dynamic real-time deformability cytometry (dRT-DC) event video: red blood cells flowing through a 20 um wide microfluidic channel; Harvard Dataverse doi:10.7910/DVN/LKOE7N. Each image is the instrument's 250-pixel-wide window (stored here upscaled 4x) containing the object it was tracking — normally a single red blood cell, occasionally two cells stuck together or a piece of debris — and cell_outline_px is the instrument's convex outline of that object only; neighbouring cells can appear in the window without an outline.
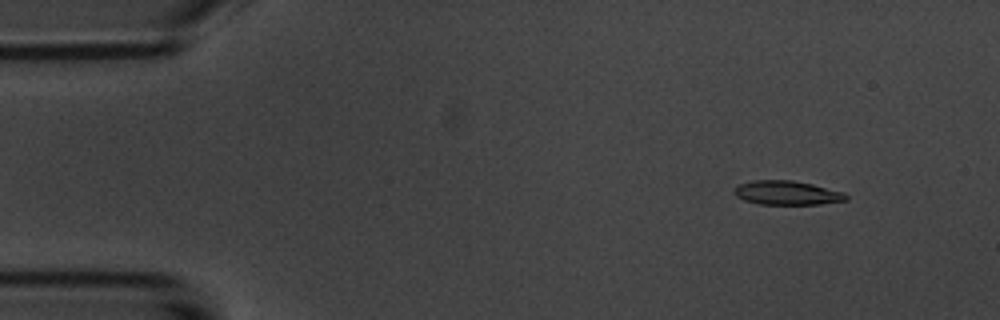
{"species": "common noctule bat (a hibernating species)", "species_latin": "Nyctalus noctula", "temperature_condition": "room temperature", "stored_images_in_passage": 5, "camera_frame_rate_fps": 3000, "um_per_image_px": 0.085, "animal": {"sex": "male", "body_mass_g": 20.1, "forearm_length_mm": 53.5}, "frame": {"image": 1, "passage_image": 2, "time_ms": 1.333, "image_size_px": [1000, 320], "cell_outline_px": [[848, 200], [820, 204], [760, 204], [744, 200], [736, 196], [732, 192], [740, 184], [752, 180], [792, 180], [812, 184], [844, 192], [848, 196]], "centroid_in_image_um": [66.9, 16.39], "position_along_channel_um": 18.1, "area_um2": 15.66}}
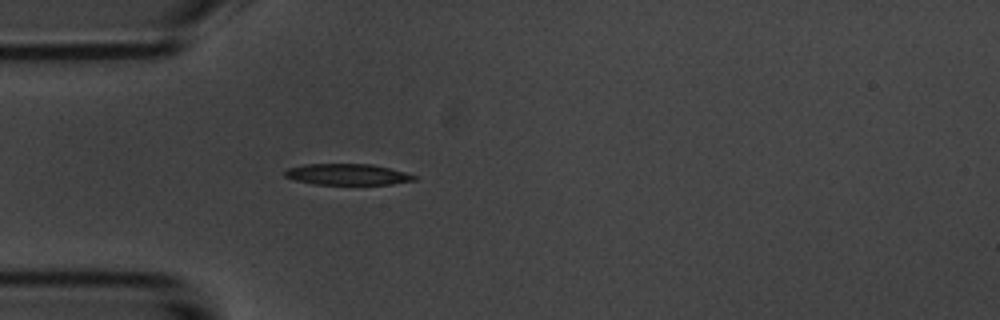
{"frame": {"image": 2, "passage_image": 5, "time_ms": 4.667, "image_size_px": [1000, 320], "cell_outline_px": [[416, 180], [392, 184], [312, 184], [296, 180], [284, 176], [284, 172], [288, 168], [304, 164], [372, 164], [404, 172], [416, 176]], "centroid_in_image_um": [29.5, 14.82], "position_along_channel_um": 55.5, "area_um2": 15.78}}